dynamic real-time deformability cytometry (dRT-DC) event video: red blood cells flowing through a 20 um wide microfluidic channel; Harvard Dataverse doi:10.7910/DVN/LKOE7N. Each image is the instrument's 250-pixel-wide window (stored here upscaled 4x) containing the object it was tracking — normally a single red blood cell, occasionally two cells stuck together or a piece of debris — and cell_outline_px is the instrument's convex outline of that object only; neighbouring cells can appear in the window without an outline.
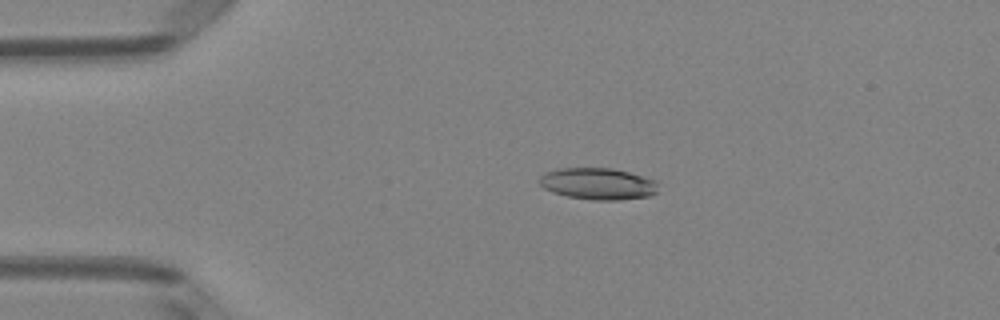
{"species": "Egyptian fruit bat (a non-hibernating species)", "species_latin": "Rousettus aegyptiacus", "temperature_condition": "room temperature", "stored_images_in_passage": 50, "camera_frame_rate_fps": 3000, "um_per_image_px": 0.085, "animal": {"sex": "female"}, "frame": {"image": 1, "passage_image": 11, "time_ms": 3.333, "image_size_px": [1000, 320], "cell_outline_px": [[656, 192], [648, 196], [620, 200], [592, 200], [568, 196], [552, 192], [544, 188], [540, 184], [540, 176], [548, 172], [560, 168], [612, 168], [628, 172], [656, 180]], "centroid_in_image_um": [50.82, 15.62], "position_along_channel_um": 34.2, "area_um2": 21.68}}
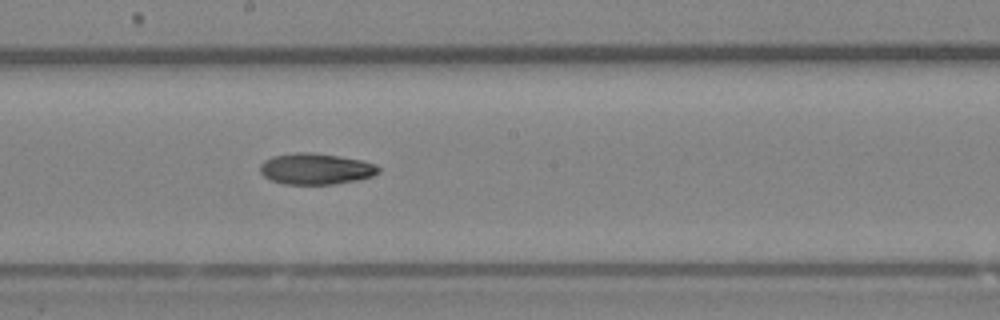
{"frame": {"image": 2, "passage_image": 28, "time_ms": 9.0, "image_size_px": [1000, 320], "cell_outline_px": [[380, 172], [372, 176], [356, 180], [332, 184], [284, 184], [272, 180], [264, 176], [260, 172], [260, 164], [264, 160], [272, 156], [296, 152], [308, 152], [364, 160], [376, 164], [380, 168]], "centroid_in_image_um": [26.84, 14.35], "position_along_channel_um": 221.4, "area_um2": 21.44}}
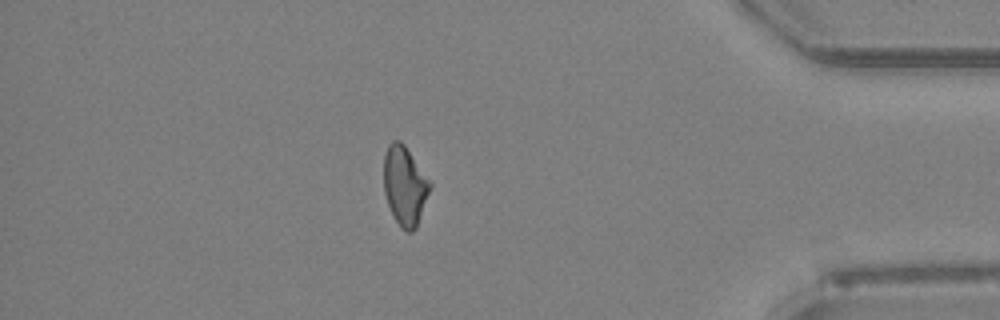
{"frame": {"image": 3, "passage_image": 44, "time_ms": 14.333, "image_size_px": [1000, 320], "cell_outline_px": [[432, 184], [416, 228], [412, 232], [408, 232], [400, 228], [388, 204], [384, 192], [384, 156], [388, 144], [392, 140], [400, 140], [404, 144], [432, 180]], "centroid_in_image_um": [34.42, 15.75], "position_along_channel_um": 400.8, "area_um2": 21.5}, "authors_computed_cell_mechanics": {"area_um2": 21.675, "velocity_mm_per_s": 4.0633, "shape_relaxation_time_tau1_ms": 7.294, "shape_relaxation_time_tau2_ms": null, "deformation_change_tau1": 0.1563, "deformation_change_tau2": null}}